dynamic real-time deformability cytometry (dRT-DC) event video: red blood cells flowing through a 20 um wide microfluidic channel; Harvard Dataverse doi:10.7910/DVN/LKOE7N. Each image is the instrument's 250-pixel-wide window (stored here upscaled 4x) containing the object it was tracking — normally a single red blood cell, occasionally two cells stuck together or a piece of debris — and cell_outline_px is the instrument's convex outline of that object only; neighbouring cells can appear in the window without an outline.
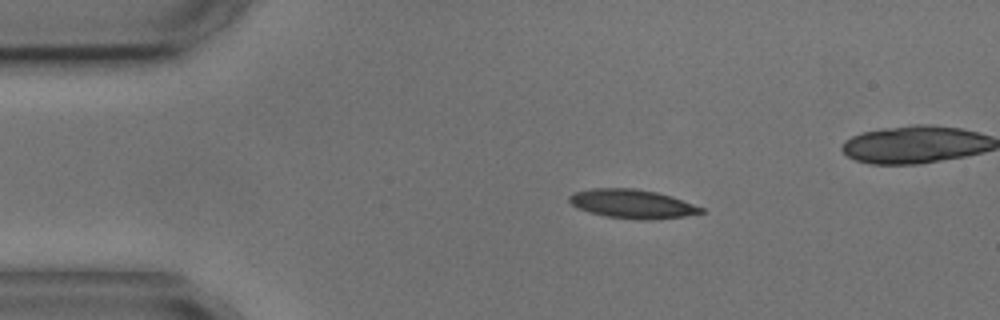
{"species": "common noctule bat (a hibernating species)", "species_latin": "Nyctalus noctula", "temperature_condition": "cold", "stored_images_in_passage": 6, "camera_frame_rate_fps": 3000, "um_per_image_px": 0.085, "animal": {"sex": "male", "body_mass_g": 17.9, "forearm_length_mm": 54.2}, "frame": {"image": 1, "passage_image": 1, "time_ms": 0.0, "image_size_px": [1000, 320], "cell_outline_px": [[704, 212], [684, 216], [652, 220], [640, 220], [604, 216], [588, 212], [572, 204], [568, 200], [568, 196], [576, 192], [592, 188], [632, 188], [656, 192], [704, 208]], "centroid_in_image_um": [53.71, 17.34], "position_along_channel_um": 31.3, "area_um2": 21.91}}